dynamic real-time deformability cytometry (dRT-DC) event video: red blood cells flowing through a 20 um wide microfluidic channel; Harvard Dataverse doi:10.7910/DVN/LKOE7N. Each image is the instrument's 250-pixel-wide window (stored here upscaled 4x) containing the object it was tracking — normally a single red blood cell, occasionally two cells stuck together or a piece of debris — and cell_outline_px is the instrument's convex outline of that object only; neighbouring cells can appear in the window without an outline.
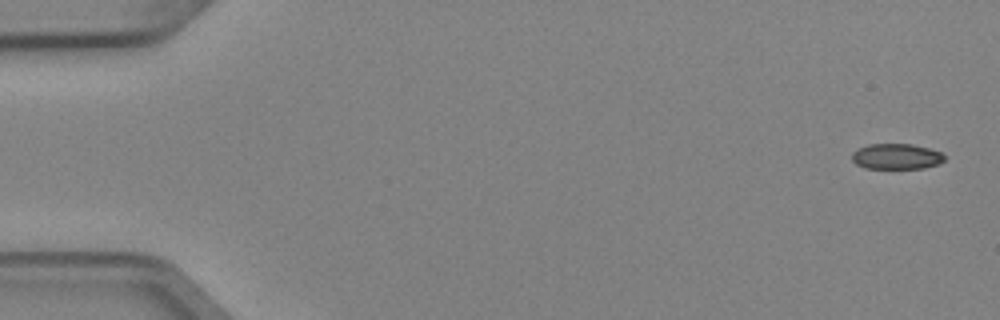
{"species": "Egyptian fruit bat (a non-hibernating species)", "species_latin": "Rousettus aegyptiacus", "temperature_condition": "cold", "stored_images_in_passage": 5, "camera_frame_rate_fps": 3000, "um_per_image_px": 0.085, "animal": {"sex": "female"}, "frame": {"image": 1, "passage_image": 1, "time_ms": 0.0, "image_size_px": [1000, 320], "cell_outline_px": [[944, 160], [940, 164], [924, 168], [864, 168], [856, 164], [852, 160], [852, 152], [856, 148], [868, 144], [912, 144], [928, 148], [940, 152], [944, 156]], "centroid_in_image_um": [76.16, 13.29], "position_along_channel_um": 8.8, "area_um2": 13.87}}
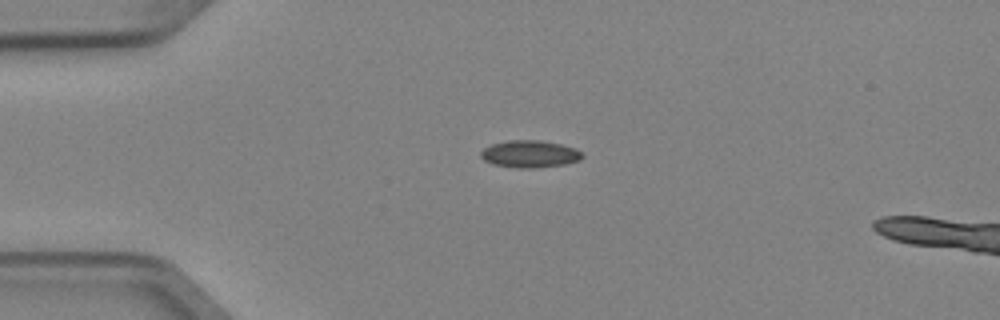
{"frame": {"image": 2, "passage_image": 4, "time_ms": 1.0, "image_size_px": [1000, 320], "cell_outline_px": [[584, 156], [580, 160], [564, 164], [532, 168], [516, 168], [492, 164], [484, 160], [480, 156], [480, 152], [484, 148], [492, 144], [508, 140], [540, 140], [560, 144], [576, 148]], "centroid_in_image_um": [45.01, 13.09], "position_along_channel_um": 40.0, "area_um2": 16.07}}